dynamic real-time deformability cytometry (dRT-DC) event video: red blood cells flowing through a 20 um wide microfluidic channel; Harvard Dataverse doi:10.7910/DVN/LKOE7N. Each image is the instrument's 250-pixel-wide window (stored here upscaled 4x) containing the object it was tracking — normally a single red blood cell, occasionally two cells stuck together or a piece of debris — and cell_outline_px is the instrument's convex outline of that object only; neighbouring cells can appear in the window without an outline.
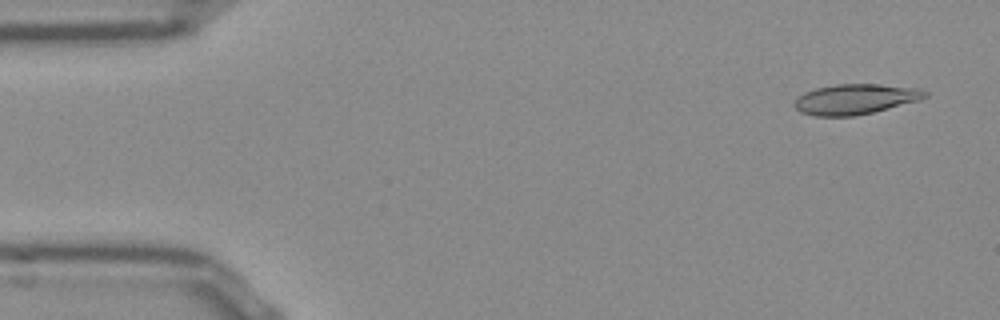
{"species": "Egyptian fruit bat (a non-hibernating species)", "species_latin": "Rousettus aegyptiacus", "temperature_condition": "room temperature", "stored_images_in_passage": 47, "camera_frame_rate_fps": 3000, "um_per_image_px": 0.085, "frame": {"image": 1, "passage_image": 2, "time_ms": 0.333, "image_size_px": [1000, 320], "cell_outline_px": [[928, 96], [920, 100], [856, 116], [816, 116], [800, 112], [792, 104], [796, 96], [804, 92], [816, 88], [836, 84], [880, 84], [920, 88], [928, 92]], "centroid_in_image_um": [72.68, 8.42], "position_along_channel_um": 12.3, "area_um2": 23.24}}
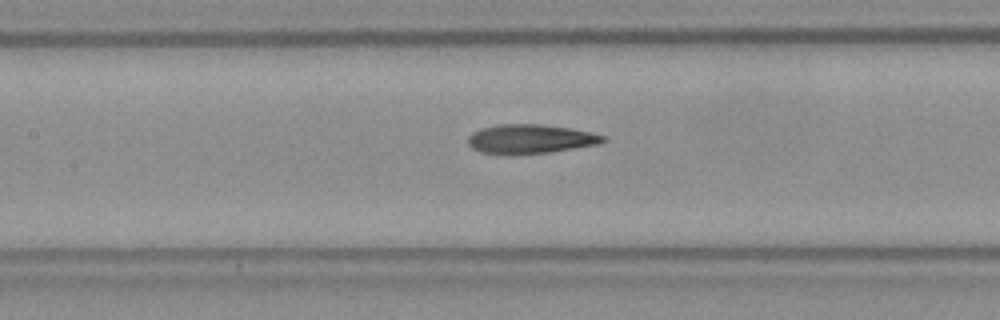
{"frame": {"image": 2, "passage_image": 22, "time_ms": 7.0, "image_size_px": [1000, 320], "cell_outline_px": [[608, 140], [600, 144], [548, 152], [508, 156], [480, 152], [472, 148], [468, 144], [468, 136], [472, 132], [480, 128], [500, 124], [540, 124], [572, 128], [592, 132], [608, 136]], "centroid_in_image_um": [45.09, 11.82], "position_along_channel_um": 162.3, "area_um2": 23.52}}
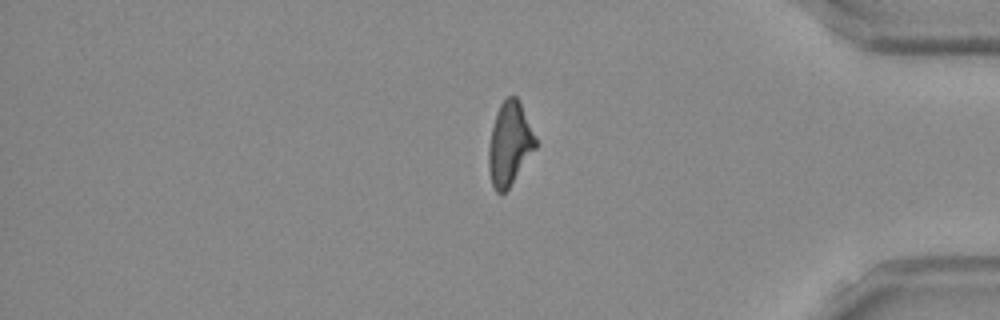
{"frame": {"image": 3, "passage_image": 42, "time_ms": 13.667, "image_size_px": [1000, 320], "cell_outline_px": [[536, 148], [508, 188], [504, 192], [496, 192], [492, 184], [488, 168], [488, 148], [492, 128], [500, 104], [508, 96], [516, 96], [520, 104], [536, 140]], "centroid_in_image_um": [43.29, 12.25], "position_along_channel_um": 391.9, "area_um2": 22.08}, "authors_computed_cell_mechanics": {"area_um2": 22.7732, "velocity_mm_per_s": 3.8809, "shape_relaxation_time_tau1_ms": null, "shape_relaxation_time_tau2_ms": 3.4316, "deformation_change_tau1": null, "deformation_change_tau2": 0.1412}}